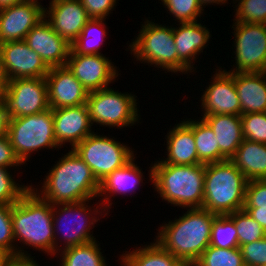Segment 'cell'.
I'll return each instance as SVG.
<instances>
[{
  "mask_svg": "<svg viewBox=\"0 0 266 266\" xmlns=\"http://www.w3.org/2000/svg\"><path fill=\"white\" fill-rule=\"evenodd\" d=\"M2 95L9 118L33 115L50 109L45 78L11 79Z\"/></svg>",
  "mask_w": 266,
  "mask_h": 266,
  "instance_id": "cell-12",
  "label": "cell"
},
{
  "mask_svg": "<svg viewBox=\"0 0 266 266\" xmlns=\"http://www.w3.org/2000/svg\"><path fill=\"white\" fill-rule=\"evenodd\" d=\"M10 255L0 247V266H6Z\"/></svg>",
  "mask_w": 266,
  "mask_h": 266,
  "instance_id": "cell-48",
  "label": "cell"
},
{
  "mask_svg": "<svg viewBox=\"0 0 266 266\" xmlns=\"http://www.w3.org/2000/svg\"><path fill=\"white\" fill-rule=\"evenodd\" d=\"M247 214L259 223L266 232V207L244 208Z\"/></svg>",
  "mask_w": 266,
  "mask_h": 266,
  "instance_id": "cell-44",
  "label": "cell"
},
{
  "mask_svg": "<svg viewBox=\"0 0 266 266\" xmlns=\"http://www.w3.org/2000/svg\"><path fill=\"white\" fill-rule=\"evenodd\" d=\"M48 8L44 9V18L72 45L90 19L86 10L79 0H51Z\"/></svg>",
  "mask_w": 266,
  "mask_h": 266,
  "instance_id": "cell-19",
  "label": "cell"
},
{
  "mask_svg": "<svg viewBox=\"0 0 266 266\" xmlns=\"http://www.w3.org/2000/svg\"><path fill=\"white\" fill-rule=\"evenodd\" d=\"M12 227L17 244L54 256L53 205L31 188L12 205Z\"/></svg>",
  "mask_w": 266,
  "mask_h": 266,
  "instance_id": "cell-4",
  "label": "cell"
},
{
  "mask_svg": "<svg viewBox=\"0 0 266 266\" xmlns=\"http://www.w3.org/2000/svg\"><path fill=\"white\" fill-rule=\"evenodd\" d=\"M233 23L236 65L227 72H265L266 24Z\"/></svg>",
  "mask_w": 266,
  "mask_h": 266,
  "instance_id": "cell-11",
  "label": "cell"
},
{
  "mask_svg": "<svg viewBox=\"0 0 266 266\" xmlns=\"http://www.w3.org/2000/svg\"><path fill=\"white\" fill-rule=\"evenodd\" d=\"M196 262L198 266H245L239 247L219 248L209 245Z\"/></svg>",
  "mask_w": 266,
  "mask_h": 266,
  "instance_id": "cell-31",
  "label": "cell"
},
{
  "mask_svg": "<svg viewBox=\"0 0 266 266\" xmlns=\"http://www.w3.org/2000/svg\"><path fill=\"white\" fill-rule=\"evenodd\" d=\"M105 24V19L90 18L78 38L72 43L71 48L77 54H101L100 46L103 44V38L107 34Z\"/></svg>",
  "mask_w": 266,
  "mask_h": 266,
  "instance_id": "cell-29",
  "label": "cell"
},
{
  "mask_svg": "<svg viewBox=\"0 0 266 266\" xmlns=\"http://www.w3.org/2000/svg\"><path fill=\"white\" fill-rule=\"evenodd\" d=\"M99 245L94 240L61 250L59 266H107Z\"/></svg>",
  "mask_w": 266,
  "mask_h": 266,
  "instance_id": "cell-28",
  "label": "cell"
},
{
  "mask_svg": "<svg viewBox=\"0 0 266 266\" xmlns=\"http://www.w3.org/2000/svg\"><path fill=\"white\" fill-rule=\"evenodd\" d=\"M178 23L196 22L204 13L199 0H161ZM203 11V12H202Z\"/></svg>",
  "mask_w": 266,
  "mask_h": 266,
  "instance_id": "cell-35",
  "label": "cell"
},
{
  "mask_svg": "<svg viewBox=\"0 0 266 266\" xmlns=\"http://www.w3.org/2000/svg\"><path fill=\"white\" fill-rule=\"evenodd\" d=\"M136 97L110 87L89 92L86 105L92 126L94 123L118 129L133 126L140 118Z\"/></svg>",
  "mask_w": 266,
  "mask_h": 266,
  "instance_id": "cell-9",
  "label": "cell"
},
{
  "mask_svg": "<svg viewBox=\"0 0 266 266\" xmlns=\"http://www.w3.org/2000/svg\"><path fill=\"white\" fill-rule=\"evenodd\" d=\"M9 115L5 98L0 94V137L8 135Z\"/></svg>",
  "mask_w": 266,
  "mask_h": 266,
  "instance_id": "cell-43",
  "label": "cell"
},
{
  "mask_svg": "<svg viewBox=\"0 0 266 266\" xmlns=\"http://www.w3.org/2000/svg\"><path fill=\"white\" fill-rule=\"evenodd\" d=\"M177 266H198L196 261H180Z\"/></svg>",
  "mask_w": 266,
  "mask_h": 266,
  "instance_id": "cell-50",
  "label": "cell"
},
{
  "mask_svg": "<svg viewBox=\"0 0 266 266\" xmlns=\"http://www.w3.org/2000/svg\"><path fill=\"white\" fill-rule=\"evenodd\" d=\"M234 84L241 104V115L266 112V71L234 72Z\"/></svg>",
  "mask_w": 266,
  "mask_h": 266,
  "instance_id": "cell-24",
  "label": "cell"
},
{
  "mask_svg": "<svg viewBox=\"0 0 266 266\" xmlns=\"http://www.w3.org/2000/svg\"><path fill=\"white\" fill-rule=\"evenodd\" d=\"M135 157H133L129 162H127L123 167L115 169L112 173H110L106 178H104L100 182L98 197L101 196L100 203L103 205L105 209V216L108 214V209L111 207L112 203L110 197L114 196V194L126 195L127 193L133 194L137 189L140 183H143V173L142 169L135 164ZM109 195V196H108ZM106 196V197H105Z\"/></svg>",
  "mask_w": 266,
  "mask_h": 266,
  "instance_id": "cell-23",
  "label": "cell"
},
{
  "mask_svg": "<svg viewBox=\"0 0 266 266\" xmlns=\"http://www.w3.org/2000/svg\"><path fill=\"white\" fill-rule=\"evenodd\" d=\"M86 202L90 201L53 205L54 256L65 248L96 240L93 236V231L92 234L90 231L94 228V224L100 220L99 217H97L98 213L100 212V215L105 209L99 202V206L96 205L97 207L92 211L91 206H88L87 204L89 203ZM98 208L101 209L102 212ZM96 214L97 216H95ZM56 233L59 234L57 235ZM60 234L62 235L60 237L63 238V246L62 244L58 246Z\"/></svg>",
  "mask_w": 266,
  "mask_h": 266,
  "instance_id": "cell-6",
  "label": "cell"
},
{
  "mask_svg": "<svg viewBox=\"0 0 266 266\" xmlns=\"http://www.w3.org/2000/svg\"><path fill=\"white\" fill-rule=\"evenodd\" d=\"M167 133V158L161 159V163L173 165H196L201 164L193 134V120H184L175 124Z\"/></svg>",
  "mask_w": 266,
  "mask_h": 266,
  "instance_id": "cell-22",
  "label": "cell"
},
{
  "mask_svg": "<svg viewBox=\"0 0 266 266\" xmlns=\"http://www.w3.org/2000/svg\"><path fill=\"white\" fill-rule=\"evenodd\" d=\"M237 229L239 247L260 240L266 236L265 230L243 210L227 214Z\"/></svg>",
  "mask_w": 266,
  "mask_h": 266,
  "instance_id": "cell-33",
  "label": "cell"
},
{
  "mask_svg": "<svg viewBox=\"0 0 266 266\" xmlns=\"http://www.w3.org/2000/svg\"><path fill=\"white\" fill-rule=\"evenodd\" d=\"M245 266H266V236L240 247Z\"/></svg>",
  "mask_w": 266,
  "mask_h": 266,
  "instance_id": "cell-39",
  "label": "cell"
},
{
  "mask_svg": "<svg viewBox=\"0 0 266 266\" xmlns=\"http://www.w3.org/2000/svg\"><path fill=\"white\" fill-rule=\"evenodd\" d=\"M25 0H0V10L24 2Z\"/></svg>",
  "mask_w": 266,
  "mask_h": 266,
  "instance_id": "cell-47",
  "label": "cell"
},
{
  "mask_svg": "<svg viewBox=\"0 0 266 266\" xmlns=\"http://www.w3.org/2000/svg\"><path fill=\"white\" fill-rule=\"evenodd\" d=\"M24 42L49 68L66 66L72 45L53 30L46 18L29 31Z\"/></svg>",
  "mask_w": 266,
  "mask_h": 266,
  "instance_id": "cell-16",
  "label": "cell"
},
{
  "mask_svg": "<svg viewBox=\"0 0 266 266\" xmlns=\"http://www.w3.org/2000/svg\"><path fill=\"white\" fill-rule=\"evenodd\" d=\"M229 160L248 181L266 179V144L244 139Z\"/></svg>",
  "mask_w": 266,
  "mask_h": 266,
  "instance_id": "cell-26",
  "label": "cell"
},
{
  "mask_svg": "<svg viewBox=\"0 0 266 266\" xmlns=\"http://www.w3.org/2000/svg\"><path fill=\"white\" fill-rule=\"evenodd\" d=\"M244 139L266 144V112L240 116Z\"/></svg>",
  "mask_w": 266,
  "mask_h": 266,
  "instance_id": "cell-37",
  "label": "cell"
},
{
  "mask_svg": "<svg viewBox=\"0 0 266 266\" xmlns=\"http://www.w3.org/2000/svg\"><path fill=\"white\" fill-rule=\"evenodd\" d=\"M8 77L6 76V72L4 69L3 61H2V56L0 53V94H3L7 84H8Z\"/></svg>",
  "mask_w": 266,
  "mask_h": 266,
  "instance_id": "cell-46",
  "label": "cell"
},
{
  "mask_svg": "<svg viewBox=\"0 0 266 266\" xmlns=\"http://www.w3.org/2000/svg\"><path fill=\"white\" fill-rule=\"evenodd\" d=\"M234 22L266 24V0H235Z\"/></svg>",
  "mask_w": 266,
  "mask_h": 266,
  "instance_id": "cell-36",
  "label": "cell"
},
{
  "mask_svg": "<svg viewBox=\"0 0 266 266\" xmlns=\"http://www.w3.org/2000/svg\"><path fill=\"white\" fill-rule=\"evenodd\" d=\"M48 172L40 191L32 183L30 188L52 205L94 200L98 196L100 183L73 149Z\"/></svg>",
  "mask_w": 266,
  "mask_h": 266,
  "instance_id": "cell-1",
  "label": "cell"
},
{
  "mask_svg": "<svg viewBox=\"0 0 266 266\" xmlns=\"http://www.w3.org/2000/svg\"><path fill=\"white\" fill-rule=\"evenodd\" d=\"M210 30L200 22L179 23V27H173V36L178 53V72L192 73L197 55L203 52L209 42ZM196 56V57H195Z\"/></svg>",
  "mask_w": 266,
  "mask_h": 266,
  "instance_id": "cell-21",
  "label": "cell"
},
{
  "mask_svg": "<svg viewBox=\"0 0 266 266\" xmlns=\"http://www.w3.org/2000/svg\"><path fill=\"white\" fill-rule=\"evenodd\" d=\"M6 266H40L31 256H10Z\"/></svg>",
  "mask_w": 266,
  "mask_h": 266,
  "instance_id": "cell-45",
  "label": "cell"
},
{
  "mask_svg": "<svg viewBox=\"0 0 266 266\" xmlns=\"http://www.w3.org/2000/svg\"><path fill=\"white\" fill-rule=\"evenodd\" d=\"M216 69L210 85L201 97V110L206 115H240L241 104L234 84V72ZM218 71V72H217Z\"/></svg>",
  "mask_w": 266,
  "mask_h": 266,
  "instance_id": "cell-14",
  "label": "cell"
},
{
  "mask_svg": "<svg viewBox=\"0 0 266 266\" xmlns=\"http://www.w3.org/2000/svg\"><path fill=\"white\" fill-rule=\"evenodd\" d=\"M8 138L22 164L34 151L61 148L55 138L51 108L42 113L9 118Z\"/></svg>",
  "mask_w": 266,
  "mask_h": 266,
  "instance_id": "cell-7",
  "label": "cell"
},
{
  "mask_svg": "<svg viewBox=\"0 0 266 266\" xmlns=\"http://www.w3.org/2000/svg\"><path fill=\"white\" fill-rule=\"evenodd\" d=\"M209 245L219 248L239 247L237 229L227 214L214 218Z\"/></svg>",
  "mask_w": 266,
  "mask_h": 266,
  "instance_id": "cell-32",
  "label": "cell"
},
{
  "mask_svg": "<svg viewBox=\"0 0 266 266\" xmlns=\"http://www.w3.org/2000/svg\"><path fill=\"white\" fill-rule=\"evenodd\" d=\"M40 3L24 1L0 10V44L23 41L29 31L44 19Z\"/></svg>",
  "mask_w": 266,
  "mask_h": 266,
  "instance_id": "cell-17",
  "label": "cell"
},
{
  "mask_svg": "<svg viewBox=\"0 0 266 266\" xmlns=\"http://www.w3.org/2000/svg\"><path fill=\"white\" fill-rule=\"evenodd\" d=\"M52 113L54 134L60 147H63L68 142L72 147L71 149H73L78 143L93 133L86 104L52 109Z\"/></svg>",
  "mask_w": 266,
  "mask_h": 266,
  "instance_id": "cell-20",
  "label": "cell"
},
{
  "mask_svg": "<svg viewBox=\"0 0 266 266\" xmlns=\"http://www.w3.org/2000/svg\"><path fill=\"white\" fill-rule=\"evenodd\" d=\"M202 119L216 135L220 162L230 159L244 140L240 115H206Z\"/></svg>",
  "mask_w": 266,
  "mask_h": 266,
  "instance_id": "cell-25",
  "label": "cell"
},
{
  "mask_svg": "<svg viewBox=\"0 0 266 266\" xmlns=\"http://www.w3.org/2000/svg\"><path fill=\"white\" fill-rule=\"evenodd\" d=\"M14 243L12 205L0 204V247L10 256H30L27 251L17 248Z\"/></svg>",
  "mask_w": 266,
  "mask_h": 266,
  "instance_id": "cell-34",
  "label": "cell"
},
{
  "mask_svg": "<svg viewBox=\"0 0 266 266\" xmlns=\"http://www.w3.org/2000/svg\"><path fill=\"white\" fill-rule=\"evenodd\" d=\"M266 207V179L249 180L246 185L244 208Z\"/></svg>",
  "mask_w": 266,
  "mask_h": 266,
  "instance_id": "cell-40",
  "label": "cell"
},
{
  "mask_svg": "<svg viewBox=\"0 0 266 266\" xmlns=\"http://www.w3.org/2000/svg\"><path fill=\"white\" fill-rule=\"evenodd\" d=\"M131 149L113 138L97 135L95 132L73 148L75 153L91 168L99 183L134 157V151Z\"/></svg>",
  "mask_w": 266,
  "mask_h": 266,
  "instance_id": "cell-10",
  "label": "cell"
},
{
  "mask_svg": "<svg viewBox=\"0 0 266 266\" xmlns=\"http://www.w3.org/2000/svg\"><path fill=\"white\" fill-rule=\"evenodd\" d=\"M193 134L198 160L203 164L220 162V149L216 135L209 125L201 120H193Z\"/></svg>",
  "mask_w": 266,
  "mask_h": 266,
  "instance_id": "cell-30",
  "label": "cell"
},
{
  "mask_svg": "<svg viewBox=\"0 0 266 266\" xmlns=\"http://www.w3.org/2000/svg\"><path fill=\"white\" fill-rule=\"evenodd\" d=\"M7 170L9 168L0 167V204L13 205L30 189V185L16 183Z\"/></svg>",
  "mask_w": 266,
  "mask_h": 266,
  "instance_id": "cell-38",
  "label": "cell"
},
{
  "mask_svg": "<svg viewBox=\"0 0 266 266\" xmlns=\"http://www.w3.org/2000/svg\"><path fill=\"white\" fill-rule=\"evenodd\" d=\"M45 80L51 109L86 104L89 92L67 66L51 67Z\"/></svg>",
  "mask_w": 266,
  "mask_h": 266,
  "instance_id": "cell-18",
  "label": "cell"
},
{
  "mask_svg": "<svg viewBox=\"0 0 266 266\" xmlns=\"http://www.w3.org/2000/svg\"><path fill=\"white\" fill-rule=\"evenodd\" d=\"M141 28L136 39L129 45L131 54L141 63L178 73V53L172 26L166 27L146 19Z\"/></svg>",
  "mask_w": 266,
  "mask_h": 266,
  "instance_id": "cell-8",
  "label": "cell"
},
{
  "mask_svg": "<svg viewBox=\"0 0 266 266\" xmlns=\"http://www.w3.org/2000/svg\"><path fill=\"white\" fill-rule=\"evenodd\" d=\"M23 165L16 156L8 135L0 137V167H17Z\"/></svg>",
  "mask_w": 266,
  "mask_h": 266,
  "instance_id": "cell-42",
  "label": "cell"
},
{
  "mask_svg": "<svg viewBox=\"0 0 266 266\" xmlns=\"http://www.w3.org/2000/svg\"><path fill=\"white\" fill-rule=\"evenodd\" d=\"M0 53L6 76L9 80L45 78L49 72L50 68L24 40L1 43Z\"/></svg>",
  "mask_w": 266,
  "mask_h": 266,
  "instance_id": "cell-15",
  "label": "cell"
},
{
  "mask_svg": "<svg viewBox=\"0 0 266 266\" xmlns=\"http://www.w3.org/2000/svg\"><path fill=\"white\" fill-rule=\"evenodd\" d=\"M25 1H32V2H36V3H40V2H38V0H25Z\"/></svg>",
  "mask_w": 266,
  "mask_h": 266,
  "instance_id": "cell-51",
  "label": "cell"
},
{
  "mask_svg": "<svg viewBox=\"0 0 266 266\" xmlns=\"http://www.w3.org/2000/svg\"><path fill=\"white\" fill-rule=\"evenodd\" d=\"M66 66L88 92L109 87L120 75L103 54H77L72 48Z\"/></svg>",
  "mask_w": 266,
  "mask_h": 266,
  "instance_id": "cell-13",
  "label": "cell"
},
{
  "mask_svg": "<svg viewBox=\"0 0 266 266\" xmlns=\"http://www.w3.org/2000/svg\"><path fill=\"white\" fill-rule=\"evenodd\" d=\"M186 210L179 219L161 225L154 241L180 261H197L210 244L212 222L217 214L204 208Z\"/></svg>",
  "mask_w": 266,
  "mask_h": 266,
  "instance_id": "cell-2",
  "label": "cell"
},
{
  "mask_svg": "<svg viewBox=\"0 0 266 266\" xmlns=\"http://www.w3.org/2000/svg\"><path fill=\"white\" fill-rule=\"evenodd\" d=\"M120 255L123 266H177L180 262L157 241Z\"/></svg>",
  "mask_w": 266,
  "mask_h": 266,
  "instance_id": "cell-27",
  "label": "cell"
},
{
  "mask_svg": "<svg viewBox=\"0 0 266 266\" xmlns=\"http://www.w3.org/2000/svg\"><path fill=\"white\" fill-rule=\"evenodd\" d=\"M89 18L105 19L113 11L117 0H79Z\"/></svg>",
  "mask_w": 266,
  "mask_h": 266,
  "instance_id": "cell-41",
  "label": "cell"
},
{
  "mask_svg": "<svg viewBox=\"0 0 266 266\" xmlns=\"http://www.w3.org/2000/svg\"><path fill=\"white\" fill-rule=\"evenodd\" d=\"M202 8H204L203 6L205 5H211L213 3H216V4H219V5H222V4H225L227 3V0H199ZM222 3V4H221Z\"/></svg>",
  "mask_w": 266,
  "mask_h": 266,
  "instance_id": "cell-49",
  "label": "cell"
},
{
  "mask_svg": "<svg viewBox=\"0 0 266 266\" xmlns=\"http://www.w3.org/2000/svg\"><path fill=\"white\" fill-rule=\"evenodd\" d=\"M206 164L173 165L157 160L149 178L162 200L181 208H202Z\"/></svg>",
  "mask_w": 266,
  "mask_h": 266,
  "instance_id": "cell-3",
  "label": "cell"
},
{
  "mask_svg": "<svg viewBox=\"0 0 266 266\" xmlns=\"http://www.w3.org/2000/svg\"><path fill=\"white\" fill-rule=\"evenodd\" d=\"M247 182L229 159L206 164L202 208L217 215L243 210Z\"/></svg>",
  "mask_w": 266,
  "mask_h": 266,
  "instance_id": "cell-5",
  "label": "cell"
}]
</instances>
